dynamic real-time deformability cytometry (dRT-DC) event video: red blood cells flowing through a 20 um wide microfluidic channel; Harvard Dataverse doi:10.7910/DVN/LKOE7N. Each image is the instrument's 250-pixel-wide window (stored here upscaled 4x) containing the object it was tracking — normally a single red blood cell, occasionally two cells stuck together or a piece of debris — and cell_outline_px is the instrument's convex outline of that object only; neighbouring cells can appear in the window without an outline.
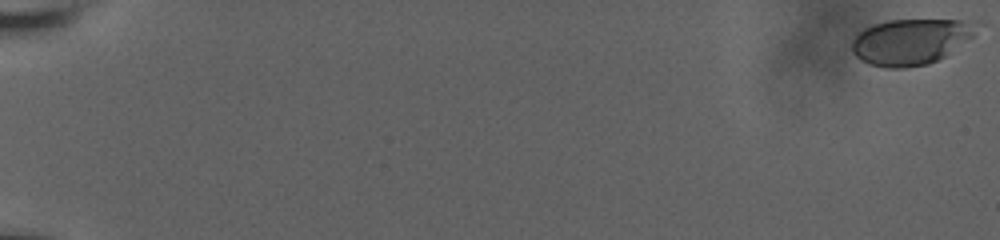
{"species": "human", "species_latin": "Homo sapiens", "temperature_condition": "room temperature", "stored_images_in_passage": 61, "camera_frame_rate_fps": 3000, "um_per_image_px": 0.085, "donor": {"sex": "male"}, "frame": {"image": 1, "passage_image": 1, "time_ms": 0.0, "image_size_px": [1000, 240], "cell_outline_px": [[984, 24], [972, 36], [944, 56], [928, 64], [904, 68], [884, 68], [868, 64], [860, 60], [852, 52], [852, 40], [864, 28], [888, 20], [980, 20]], "centroid_in_image_um": [77.45, 3.52], "position_along_channel_um": 7.6, "area_um2": 33.52}}
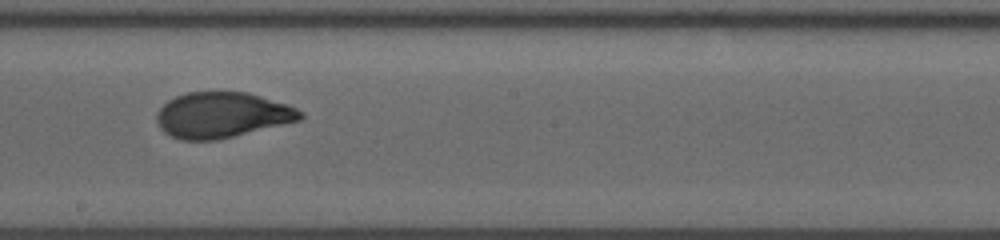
{"frame": {"image": 2, "passage_image": 38, "time_ms": 12.333, "image_size_px": [1000, 240], "cell_outline_px": [[304, 116], [300, 120], [216, 140], [180, 140], [164, 132], [160, 128], [156, 120], [156, 112], [168, 100], [176, 96], [188, 92], [248, 92], [288, 104], [304, 112]], "centroid_in_image_um": [18.86, 9.77], "position_along_channel_um": 229.3, "area_um2": 38.09}}
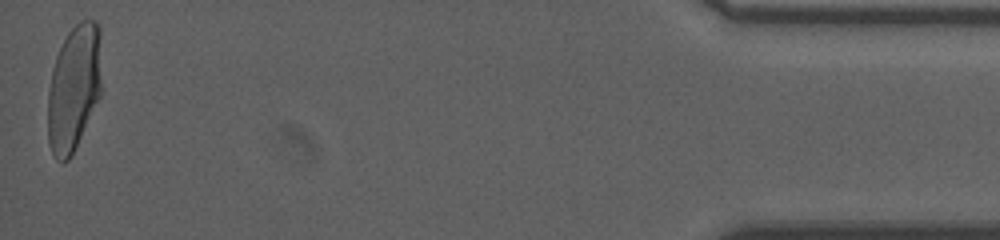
{"frame": {"image": 3, "passage_image": 61, "time_ms": 20.0, "image_size_px": [1000, 240], "cell_outline_px": [[100, 96], [72, 156], [64, 164], [56, 160], [48, 144], [48, 92], [52, 68], [56, 56], [68, 32], [80, 20], [96, 20], [100, 28]], "centroid_in_image_um": [6.27, 7.51], "position_along_channel_um": 428.9, "area_um2": 39.71}, "authors_computed_cell_mechanics": {"area_um2": 37.859, "velocity_mm_per_s": 3.6501, "shape_relaxation_time_tau1_ms": 4.7774, "shape_relaxation_time_tau2_ms": null, "deformation_change_tau1": 0.1792, "deformation_change_tau2": null}}